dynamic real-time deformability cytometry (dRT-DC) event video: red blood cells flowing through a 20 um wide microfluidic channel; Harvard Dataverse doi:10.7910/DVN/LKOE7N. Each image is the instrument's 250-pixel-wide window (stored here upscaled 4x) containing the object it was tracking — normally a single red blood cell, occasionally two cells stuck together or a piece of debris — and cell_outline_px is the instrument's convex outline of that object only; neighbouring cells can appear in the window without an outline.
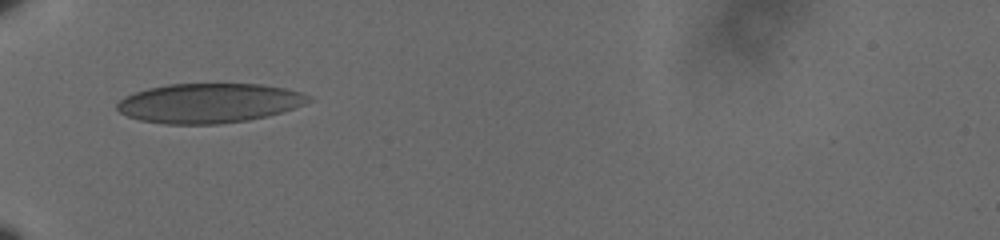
{"species": "human", "species_latin": "Homo sapiens", "temperature_condition": "cold", "stored_images_in_passage": 3, "camera_frame_rate_fps": 3000, "um_per_image_px": 0.085, "donor": {"sex": "male"}, "frame": {"image": 1, "passage_image": 1, "time_ms": 0.0, "image_size_px": [1000, 240], "cell_outline_px": [[312, 100], [304, 104], [268, 116], [248, 120], [220, 124], [164, 124], [140, 120], [128, 116], [120, 112], [116, 108], [116, 104], [124, 96], [148, 88], [168, 84], [260, 84], [284, 88], [300, 92], [308, 96]], "centroid_in_image_um": [17.73, 8.77], "position_along_channel_um": 67.3, "area_um2": 43.99}}